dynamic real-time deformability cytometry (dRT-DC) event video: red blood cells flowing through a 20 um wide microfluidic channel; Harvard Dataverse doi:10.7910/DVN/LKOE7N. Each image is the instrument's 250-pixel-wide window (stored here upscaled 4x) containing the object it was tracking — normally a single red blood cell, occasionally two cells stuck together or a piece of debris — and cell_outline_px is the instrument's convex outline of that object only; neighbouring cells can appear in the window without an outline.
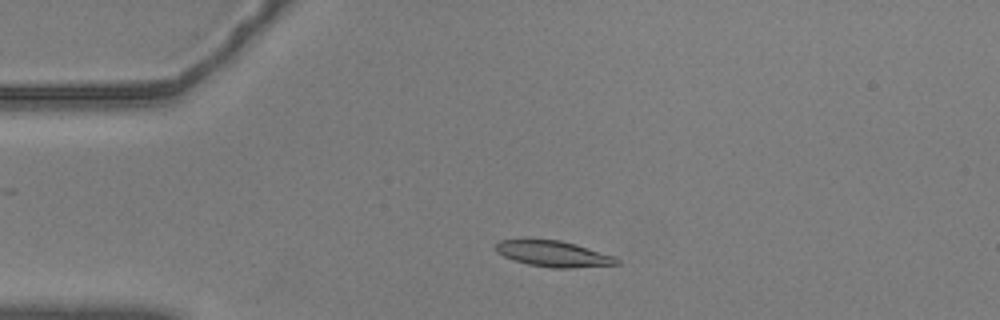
{"species": "common noctule bat (a hibernating species)", "species_latin": "Nyctalus noctula", "temperature_condition": "warm", "stored_images_in_passage": 45, "camera_frame_rate_fps": 3000, "um_per_image_px": 0.085, "animal": {"sex": "male", "body_mass_g": 20.5, "forearm_length_mm": 52.5}, "frame": {"image": 1, "passage_image": 1, "time_ms": 0.0, "image_size_px": [1000, 320], "cell_outline_px": [[620, 264], [572, 268], [552, 268], [528, 264], [512, 260], [496, 252], [496, 244], [500, 240], [560, 240], [616, 256], [620, 260]], "centroid_in_image_um": [47.07, 21.59], "position_along_channel_um": 37.9, "area_um2": 18.15}}
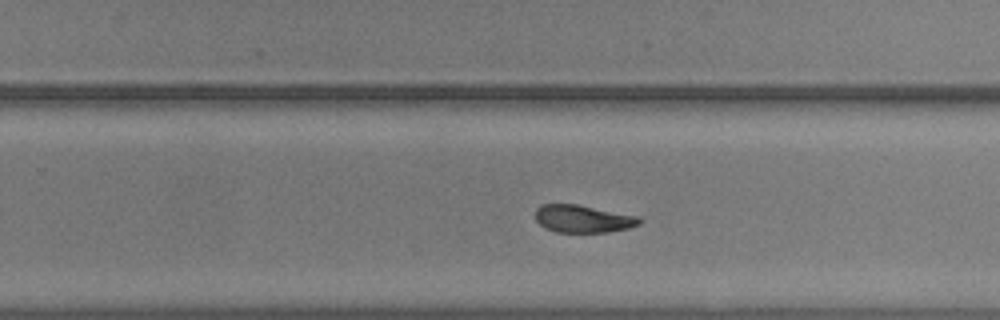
{"frame": {"image": 2, "passage_image": 24, "time_ms": 7.667, "image_size_px": [1000, 320], "cell_outline_px": [[640, 224], [628, 228], [608, 232], [556, 232], [544, 228], [536, 220], [536, 208], [540, 204], [576, 204], [640, 216]], "centroid_in_image_um": [49.54, 18.59], "position_along_channel_um": 280.3, "area_um2": 16.76}}
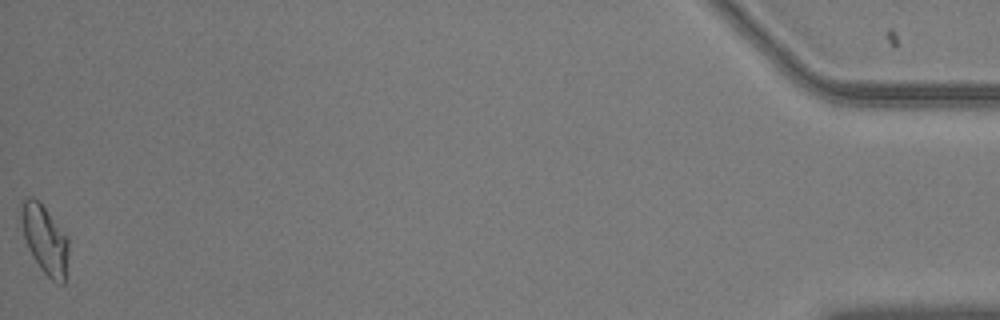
{"frame": {"image": 3, "passage_image": 45, "time_ms": 14.667, "image_size_px": [1000, 320], "cell_outline_px": [[68, 252], [64, 284], [56, 284], [40, 268], [32, 256], [28, 248], [24, 236], [20, 220], [20, 200], [28, 196], [32, 196], [40, 200], [68, 236]], "centroid_in_image_um": [3.79, 20.29], "position_along_channel_um": 431.4, "area_um2": 19.42}, "authors_computed_cell_mechanics": {"area_um2": 17.8602, "velocity_mm_per_s": 3.5695, "shape_relaxation_time_tau1_ms": null, "shape_relaxation_time_tau2_ms": 4.2999, "deformation_change_tau1": null, "deformation_change_tau2": 0.1019}}